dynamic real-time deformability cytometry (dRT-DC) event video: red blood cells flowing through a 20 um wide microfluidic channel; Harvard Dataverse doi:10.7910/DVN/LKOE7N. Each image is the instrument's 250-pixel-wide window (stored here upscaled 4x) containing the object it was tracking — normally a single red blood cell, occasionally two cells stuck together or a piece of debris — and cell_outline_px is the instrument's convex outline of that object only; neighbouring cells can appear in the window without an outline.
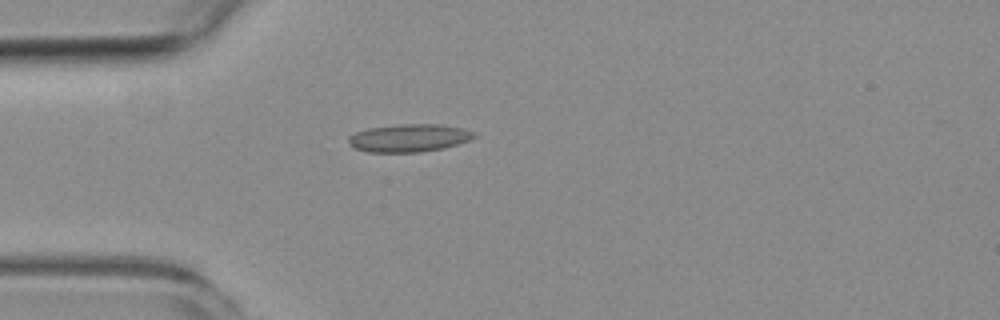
{"species": "common noctule bat (a hibernating species)", "species_latin": "Nyctalus noctula", "temperature_condition": "room temperature", "stored_images_in_passage": 2, "camera_frame_rate_fps": 3000, "um_per_image_px": 0.085, "animal": {"sex": "female", "body_mass_g": 19.3, "forearm_length_mm": 54.1}, "frame": {"image": 1, "passage_image": 1, "time_ms": 0.0, "image_size_px": [1000, 320], "cell_outline_px": [[476, 136], [468, 140], [444, 148], [420, 152], [368, 152], [352, 148], [348, 140], [348, 136], [356, 132], [368, 128], [400, 124], [436, 124], [460, 128], [472, 132]], "centroid_in_image_um": [34.69, 11.73], "position_along_channel_um": 50.3, "area_um2": 20.17}}